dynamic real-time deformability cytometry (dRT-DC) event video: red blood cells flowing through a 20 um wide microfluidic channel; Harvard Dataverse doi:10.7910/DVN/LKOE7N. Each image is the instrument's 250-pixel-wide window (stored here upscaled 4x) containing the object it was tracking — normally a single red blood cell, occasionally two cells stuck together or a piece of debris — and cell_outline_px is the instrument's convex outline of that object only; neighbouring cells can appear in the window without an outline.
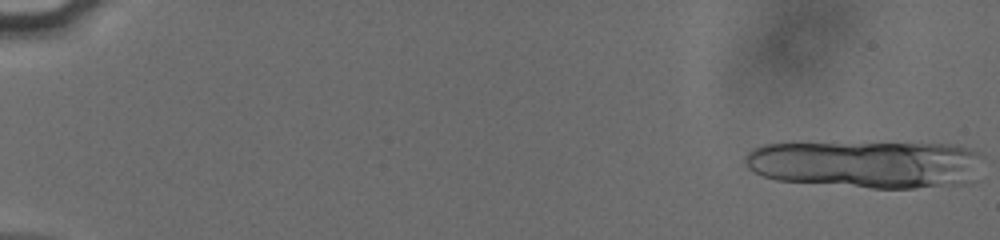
{"species": "human", "species_latin": "Homo sapiens", "temperature_condition": "cold", "stored_images_in_passage": 16, "camera_frame_rate_fps": 3000, "um_per_image_px": 0.085, "donor": {"sex": "male"}, "frame": {"image": 1, "passage_image": 1, "time_ms": 0.0, "image_size_px": [1000, 240], "cell_outline_px": [[984, 156], [960, 184], [912, 188], [872, 188], [776, 180], [764, 176], [748, 168], [744, 160], [744, 156], [752, 148], [764, 144], [956, 144], [968, 148]], "centroid_in_image_um": [73.53, 13.95], "position_along_channel_um": 11.5, "area_um2": 64.56}}